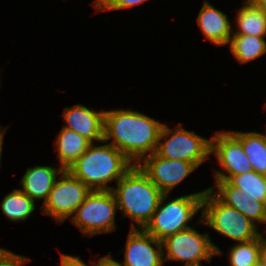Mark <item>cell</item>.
<instances>
[{
  "instance_id": "3957f363",
  "label": "cell",
  "mask_w": 266,
  "mask_h": 266,
  "mask_svg": "<svg viewBox=\"0 0 266 266\" xmlns=\"http://www.w3.org/2000/svg\"><path fill=\"white\" fill-rule=\"evenodd\" d=\"M112 192L123 216L130 217L140 229L152 219L163 194L138 164L125 173Z\"/></svg>"
},
{
  "instance_id": "7c38bea8",
  "label": "cell",
  "mask_w": 266,
  "mask_h": 266,
  "mask_svg": "<svg viewBox=\"0 0 266 266\" xmlns=\"http://www.w3.org/2000/svg\"><path fill=\"white\" fill-rule=\"evenodd\" d=\"M132 226L125 245V260L119 263L121 266H162L163 245L144 229ZM156 246V248L153 246Z\"/></svg>"
},
{
  "instance_id": "2e32d148",
  "label": "cell",
  "mask_w": 266,
  "mask_h": 266,
  "mask_svg": "<svg viewBox=\"0 0 266 266\" xmlns=\"http://www.w3.org/2000/svg\"><path fill=\"white\" fill-rule=\"evenodd\" d=\"M63 170L62 167L57 169L51 166L38 165L34 168H28L20 181L23 187L22 191L34 201L43 199L45 202L57 180L58 173L60 174Z\"/></svg>"
},
{
  "instance_id": "4fadbf2b",
  "label": "cell",
  "mask_w": 266,
  "mask_h": 266,
  "mask_svg": "<svg viewBox=\"0 0 266 266\" xmlns=\"http://www.w3.org/2000/svg\"><path fill=\"white\" fill-rule=\"evenodd\" d=\"M215 186L208 189L225 205L237 209L255 224L265 223L266 205L253 197L247 196L240 188L228 180H215ZM217 188V191L214 189Z\"/></svg>"
},
{
  "instance_id": "9a60e30c",
  "label": "cell",
  "mask_w": 266,
  "mask_h": 266,
  "mask_svg": "<svg viewBox=\"0 0 266 266\" xmlns=\"http://www.w3.org/2000/svg\"><path fill=\"white\" fill-rule=\"evenodd\" d=\"M197 22L203 35L215 45L229 44L233 35L232 23L222 11L214 8L207 0H204L198 14Z\"/></svg>"
},
{
  "instance_id": "5bb4252c",
  "label": "cell",
  "mask_w": 266,
  "mask_h": 266,
  "mask_svg": "<svg viewBox=\"0 0 266 266\" xmlns=\"http://www.w3.org/2000/svg\"><path fill=\"white\" fill-rule=\"evenodd\" d=\"M104 113L91 110L84 105L77 104L73 107H65L63 118L66 126L63 127L74 130L79 135L93 141H104Z\"/></svg>"
},
{
  "instance_id": "484cf974",
  "label": "cell",
  "mask_w": 266,
  "mask_h": 266,
  "mask_svg": "<svg viewBox=\"0 0 266 266\" xmlns=\"http://www.w3.org/2000/svg\"><path fill=\"white\" fill-rule=\"evenodd\" d=\"M95 266V261L92 263ZM61 266H88L79 257L61 253Z\"/></svg>"
},
{
  "instance_id": "f1b7e54d",
  "label": "cell",
  "mask_w": 266,
  "mask_h": 266,
  "mask_svg": "<svg viewBox=\"0 0 266 266\" xmlns=\"http://www.w3.org/2000/svg\"><path fill=\"white\" fill-rule=\"evenodd\" d=\"M266 16V0H251Z\"/></svg>"
},
{
  "instance_id": "4316f807",
  "label": "cell",
  "mask_w": 266,
  "mask_h": 266,
  "mask_svg": "<svg viewBox=\"0 0 266 266\" xmlns=\"http://www.w3.org/2000/svg\"><path fill=\"white\" fill-rule=\"evenodd\" d=\"M95 266H121L119 262L113 260L109 256H104L99 259V261L95 264Z\"/></svg>"
},
{
  "instance_id": "83f0119b",
  "label": "cell",
  "mask_w": 266,
  "mask_h": 266,
  "mask_svg": "<svg viewBox=\"0 0 266 266\" xmlns=\"http://www.w3.org/2000/svg\"><path fill=\"white\" fill-rule=\"evenodd\" d=\"M261 259L266 263V239L260 233Z\"/></svg>"
},
{
  "instance_id": "d4e9b609",
  "label": "cell",
  "mask_w": 266,
  "mask_h": 266,
  "mask_svg": "<svg viewBox=\"0 0 266 266\" xmlns=\"http://www.w3.org/2000/svg\"><path fill=\"white\" fill-rule=\"evenodd\" d=\"M28 260L29 258L25 256L14 254L5 249L0 253V266H23Z\"/></svg>"
},
{
  "instance_id": "603a6c76",
  "label": "cell",
  "mask_w": 266,
  "mask_h": 266,
  "mask_svg": "<svg viewBox=\"0 0 266 266\" xmlns=\"http://www.w3.org/2000/svg\"><path fill=\"white\" fill-rule=\"evenodd\" d=\"M261 259L260 235L258 238L238 242L229 252L230 266H254Z\"/></svg>"
},
{
  "instance_id": "ba28073f",
  "label": "cell",
  "mask_w": 266,
  "mask_h": 266,
  "mask_svg": "<svg viewBox=\"0 0 266 266\" xmlns=\"http://www.w3.org/2000/svg\"><path fill=\"white\" fill-rule=\"evenodd\" d=\"M163 260L183 261V266H202L201 261H211L216 255H221V250L214 245L208 233L201 234L194 228H189L167 236L162 240Z\"/></svg>"
},
{
  "instance_id": "5b68a950",
  "label": "cell",
  "mask_w": 266,
  "mask_h": 266,
  "mask_svg": "<svg viewBox=\"0 0 266 266\" xmlns=\"http://www.w3.org/2000/svg\"><path fill=\"white\" fill-rule=\"evenodd\" d=\"M201 210L200 224L208 225L236 242L250 241L260 235L254 222L237 209L222 203L210 189L203 194Z\"/></svg>"
},
{
  "instance_id": "6da1fadb",
  "label": "cell",
  "mask_w": 266,
  "mask_h": 266,
  "mask_svg": "<svg viewBox=\"0 0 266 266\" xmlns=\"http://www.w3.org/2000/svg\"><path fill=\"white\" fill-rule=\"evenodd\" d=\"M163 125L138 111H105L103 142L113 139L110 144L136 165L156 151Z\"/></svg>"
},
{
  "instance_id": "277c9868",
  "label": "cell",
  "mask_w": 266,
  "mask_h": 266,
  "mask_svg": "<svg viewBox=\"0 0 266 266\" xmlns=\"http://www.w3.org/2000/svg\"><path fill=\"white\" fill-rule=\"evenodd\" d=\"M205 191L176 197L166 204L163 202L169 193H163L157 210L144 230L162 241L169 235L191 228L187 223L202 209Z\"/></svg>"
},
{
  "instance_id": "cb8c5ba5",
  "label": "cell",
  "mask_w": 266,
  "mask_h": 266,
  "mask_svg": "<svg viewBox=\"0 0 266 266\" xmlns=\"http://www.w3.org/2000/svg\"><path fill=\"white\" fill-rule=\"evenodd\" d=\"M147 0H94L93 5L97 11L101 10H121L140 5Z\"/></svg>"
},
{
  "instance_id": "44dd1931",
  "label": "cell",
  "mask_w": 266,
  "mask_h": 266,
  "mask_svg": "<svg viewBox=\"0 0 266 266\" xmlns=\"http://www.w3.org/2000/svg\"><path fill=\"white\" fill-rule=\"evenodd\" d=\"M3 198L1 210L11 221L26 220L36 209L35 201L21 189H15Z\"/></svg>"
},
{
  "instance_id": "52a82bcc",
  "label": "cell",
  "mask_w": 266,
  "mask_h": 266,
  "mask_svg": "<svg viewBox=\"0 0 266 266\" xmlns=\"http://www.w3.org/2000/svg\"><path fill=\"white\" fill-rule=\"evenodd\" d=\"M167 136L170 138L166 140ZM163 138L164 142L161 140ZM155 153L166 159L191 162L198 168L211 154V139L203 138L180 126L172 130L164 124Z\"/></svg>"
},
{
  "instance_id": "e0dca14e",
  "label": "cell",
  "mask_w": 266,
  "mask_h": 266,
  "mask_svg": "<svg viewBox=\"0 0 266 266\" xmlns=\"http://www.w3.org/2000/svg\"><path fill=\"white\" fill-rule=\"evenodd\" d=\"M57 146L60 167L68 169L90 146L91 142L74 130L63 127L57 137Z\"/></svg>"
},
{
  "instance_id": "ac0fdd59",
  "label": "cell",
  "mask_w": 266,
  "mask_h": 266,
  "mask_svg": "<svg viewBox=\"0 0 266 266\" xmlns=\"http://www.w3.org/2000/svg\"><path fill=\"white\" fill-rule=\"evenodd\" d=\"M231 132L241 141L244 153L247 155L253 170L266 175V133Z\"/></svg>"
},
{
  "instance_id": "d6986e66",
  "label": "cell",
  "mask_w": 266,
  "mask_h": 266,
  "mask_svg": "<svg viewBox=\"0 0 266 266\" xmlns=\"http://www.w3.org/2000/svg\"><path fill=\"white\" fill-rule=\"evenodd\" d=\"M238 30L233 34L252 35L257 37L266 36V16L251 1L245 0L236 17Z\"/></svg>"
},
{
  "instance_id": "8992f818",
  "label": "cell",
  "mask_w": 266,
  "mask_h": 266,
  "mask_svg": "<svg viewBox=\"0 0 266 266\" xmlns=\"http://www.w3.org/2000/svg\"><path fill=\"white\" fill-rule=\"evenodd\" d=\"M117 209L112 190H91L70 219L86 236L108 233L116 229Z\"/></svg>"
},
{
  "instance_id": "8fae6325",
  "label": "cell",
  "mask_w": 266,
  "mask_h": 266,
  "mask_svg": "<svg viewBox=\"0 0 266 266\" xmlns=\"http://www.w3.org/2000/svg\"><path fill=\"white\" fill-rule=\"evenodd\" d=\"M144 161V162H143ZM138 165L162 193L170 191L181 183L197 167L187 161L166 159L155 152L146 156Z\"/></svg>"
},
{
  "instance_id": "7a4b0ae2",
  "label": "cell",
  "mask_w": 266,
  "mask_h": 266,
  "mask_svg": "<svg viewBox=\"0 0 266 266\" xmlns=\"http://www.w3.org/2000/svg\"><path fill=\"white\" fill-rule=\"evenodd\" d=\"M132 162L110 143L88 149L68 167V171L91 190H112L108 185L116 183L133 166Z\"/></svg>"
},
{
  "instance_id": "4dcf8cb0",
  "label": "cell",
  "mask_w": 266,
  "mask_h": 266,
  "mask_svg": "<svg viewBox=\"0 0 266 266\" xmlns=\"http://www.w3.org/2000/svg\"><path fill=\"white\" fill-rule=\"evenodd\" d=\"M254 266H266V263L260 259Z\"/></svg>"
},
{
  "instance_id": "f546056e",
  "label": "cell",
  "mask_w": 266,
  "mask_h": 266,
  "mask_svg": "<svg viewBox=\"0 0 266 266\" xmlns=\"http://www.w3.org/2000/svg\"><path fill=\"white\" fill-rule=\"evenodd\" d=\"M5 130L6 129H4L3 128V130H2V128H1V126H0V162H1V155H2V145H3V141H4V135H5ZM0 167H1V165H0Z\"/></svg>"
},
{
  "instance_id": "30bf717a",
  "label": "cell",
  "mask_w": 266,
  "mask_h": 266,
  "mask_svg": "<svg viewBox=\"0 0 266 266\" xmlns=\"http://www.w3.org/2000/svg\"><path fill=\"white\" fill-rule=\"evenodd\" d=\"M211 153L227 174L215 171V180H229L232 176L252 171V165L244 153L241 141L231 132L217 131L211 138Z\"/></svg>"
},
{
  "instance_id": "ffe728a7",
  "label": "cell",
  "mask_w": 266,
  "mask_h": 266,
  "mask_svg": "<svg viewBox=\"0 0 266 266\" xmlns=\"http://www.w3.org/2000/svg\"><path fill=\"white\" fill-rule=\"evenodd\" d=\"M229 44L232 54L242 64L255 60L266 53L264 37L233 34Z\"/></svg>"
},
{
  "instance_id": "9c48e42d",
  "label": "cell",
  "mask_w": 266,
  "mask_h": 266,
  "mask_svg": "<svg viewBox=\"0 0 266 266\" xmlns=\"http://www.w3.org/2000/svg\"><path fill=\"white\" fill-rule=\"evenodd\" d=\"M47 200L43 203L42 213L48 214L57 223H61L74 214L84 202L91 189L75 178L67 169L60 174Z\"/></svg>"
},
{
  "instance_id": "7402d4cb",
  "label": "cell",
  "mask_w": 266,
  "mask_h": 266,
  "mask_svg": "<svg viewBox=\"0 0 266 266\" xmlns=\"http://www.w3.org/2000/svg\"><path fill=\"white\" fill-rule=\"evenodd\" d=\"M228 181L233 186L240 188L247 196L253 197L266 205V175L252 170L232 176Z\"/></svg>"
}]
</instances>
